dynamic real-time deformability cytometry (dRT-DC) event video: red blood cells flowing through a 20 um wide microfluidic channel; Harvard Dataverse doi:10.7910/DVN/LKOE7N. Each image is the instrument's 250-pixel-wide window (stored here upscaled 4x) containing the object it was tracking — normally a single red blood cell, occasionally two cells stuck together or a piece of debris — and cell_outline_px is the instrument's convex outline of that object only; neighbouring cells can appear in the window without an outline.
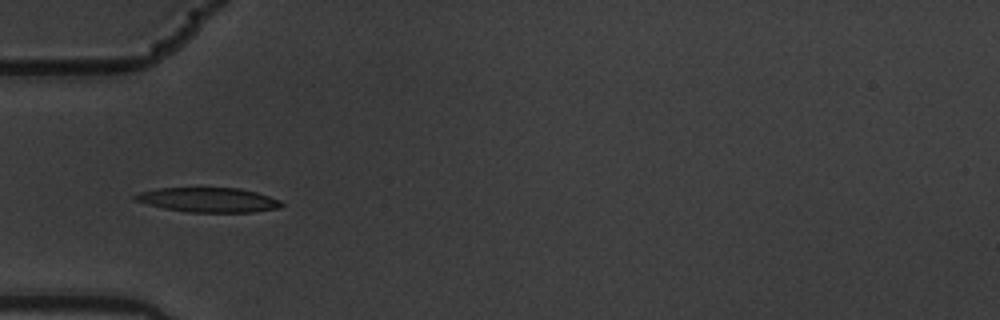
{"species": "common noctule bat (a hibernating species)", "species_latin": "Nyctalus noctula", "temperature_condition": "warm", "stored_images_in_passage": 15, "camera_frame_rate_fps": 3000, "um_per_image_px": 0.085, "animal": {"sex": "male", "body_mass_g": 19.5, "forearm_length_mm": 54.6}, "frame": {"image": 1, "passage_image": 5, "time_ms": 1.333, "image_size_px": [1000, 320], "cell_outline_px": [[284, 204], [276, 208], [252, 212], [188, 212], [164, 208], [148, 204], [136, 200], [132, 196], [140, 192], [156, 188], [240, 188], [256, 192], [280, 200]], "centroid_in_image_um": [17.7, 16.98], "position_along_channel_um": 67.3, "area_um2": 20.75}}
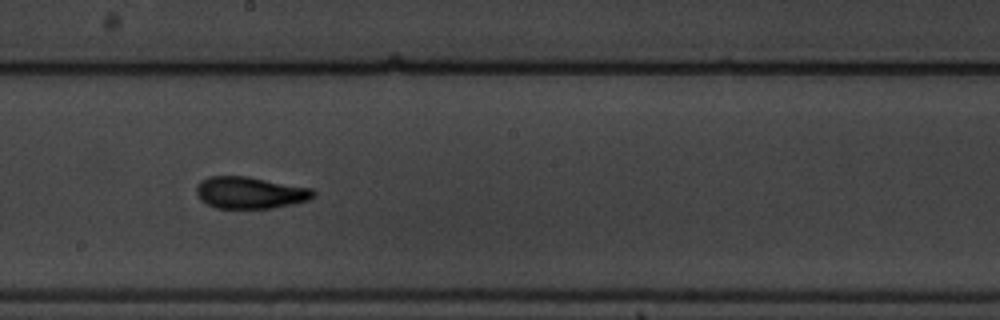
{"frame": {"image": 2, "passage_image": 9, "time_ms": 2.667, "image_size_px": [1000, 320], "cell_outline_px": [[316, 196], [308, 200], [292, 204], [272, 208], [216, 208], [200, 200], [196, 192], [196, 184], [200, 180], [208, 176], [248, 176], [312, 188], [316, 192]], "centroid_in_image_um": [21.25, 16.37], "position_along_channel_um": 227.0, "area_um2": 21.91}}
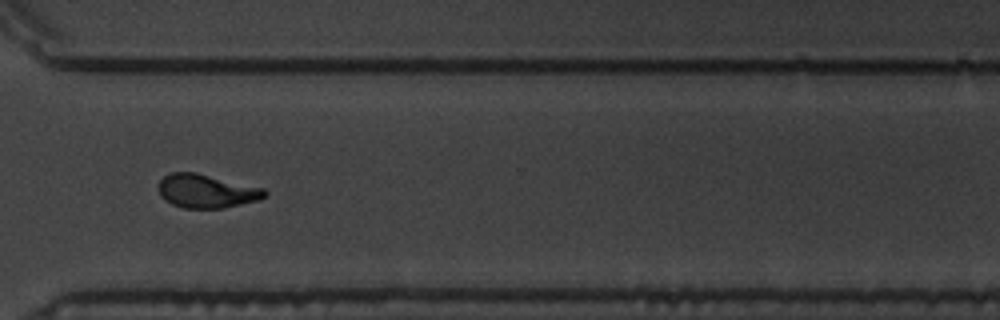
{"frame": {"image": 3, "passage_image": 12, "time_ms": 3.667, "image_size_px": [1000, 320], "cell_outline_px": [[268, 196], [260, 200], [224, 208], [184, 208], [172, 204], [164, 200], [160, 196], [160, 180], [164, 176], [172, 172], [196, 172], [264, 188], [268, 192]], "centroid_in_image_um": [17.59, 16.25], "position_along_channel_um": 353.0, "area_um2": 20.92}}